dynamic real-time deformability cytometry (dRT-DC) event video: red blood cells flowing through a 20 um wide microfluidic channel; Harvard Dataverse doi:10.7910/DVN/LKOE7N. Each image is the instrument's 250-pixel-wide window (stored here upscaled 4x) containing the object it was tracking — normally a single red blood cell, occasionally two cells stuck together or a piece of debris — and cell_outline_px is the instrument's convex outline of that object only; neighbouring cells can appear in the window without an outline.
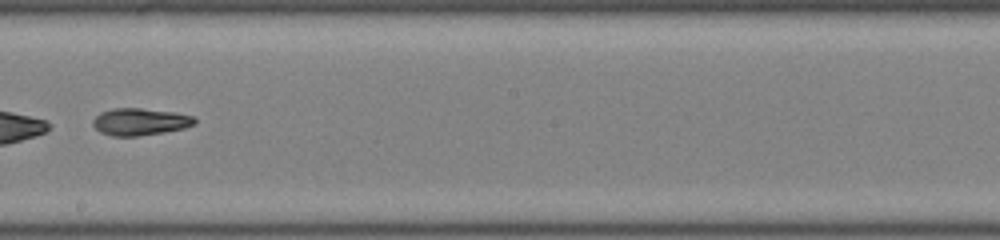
{"species": "common noctule bat (a hibernating species)", "species_latin": "Nyctalus noctula", "temperature_condition": "room temperature", "stored_images_in_passage": 48, "segment_of_instrument_passage": [2, 2], "camera_frame_rate_fps": 3000, "um_per_image_px": 0.085, "animal": {"sex": "male", "body_mass_g": 19.0, "forearm_length_mm": 50.8}, "frame": {"image": 1, "passage_image": 28, "time_ms": 9.0, "image_size_px": [1000, 240], "cell_outline_px": [[196, 124], [184, 128], [164, 132], [136, 136], [112, 136], [100, 132], [92, 124], [92, 120], [100, 112], [112, 108], [140, 108], [176, 112], [192, 116], [196, 120]], "centroid_in_image_um": [11.89, 10.34], "position_along_channel_um": 236.3, "area_um2": 16.13}}